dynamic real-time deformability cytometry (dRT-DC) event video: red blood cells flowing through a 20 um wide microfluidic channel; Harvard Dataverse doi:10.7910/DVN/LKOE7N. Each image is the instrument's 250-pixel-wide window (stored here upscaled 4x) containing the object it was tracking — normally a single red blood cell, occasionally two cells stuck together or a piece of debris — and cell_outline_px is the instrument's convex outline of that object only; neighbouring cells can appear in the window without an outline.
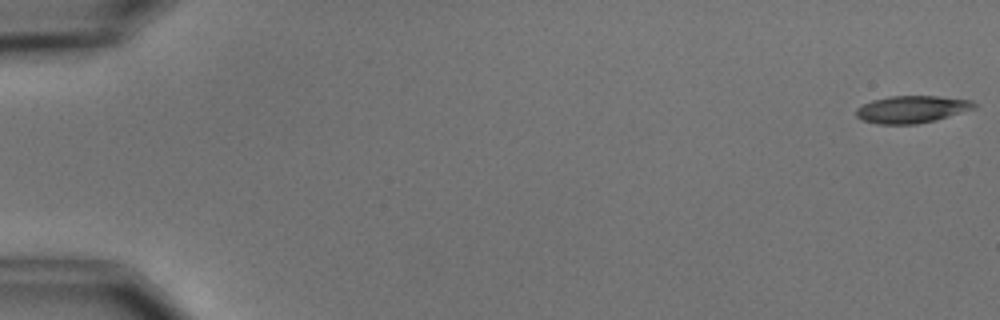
{"species": "common noctule bat (a hibernating species)", "species_latin": "Nyctalus noctula", "temperature_condition": "cold", "stored_images_in_passage": 7, "camera_frame_rate_fps": 3000, "um_per_image_px": 0.085, "animal": {"sex": "male", "body_mass_g": 15.6}, "frame": {"image": 1, "passage_image": 1, "time_ms": 0.0, "image_size_px": [1000, 320], "cell_outline_px": [[976, 108], [936, 120], [916, 124], [880, 124], [860, 120], [856, 116], [856, 108], [872, 100], [892, 96], [936, 96], [972, 100], [976, 104]], "centroid_in_image_um": [77.5, 9.29], "position_along_channel_um": 7.5, "area_um2": 18.73}}
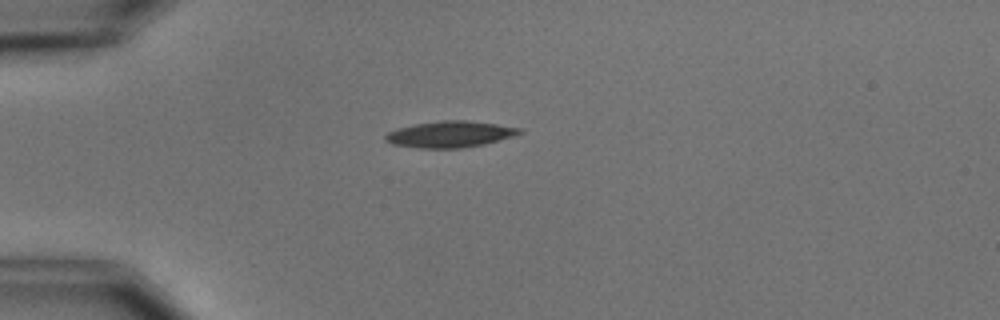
{"frame": {"image": 2, "passage_image": 5, "time_ms": 4.667, "image_size_px": [1000, 320], "cell_outline_px": [[524, 132], [512, 136], [484, 144], [460, 148], [420, 148], [392, 144], [384, 140], [384, 136], [388, 132], [396, 128], [416, 124], [440, 120], [468, 120], [524, 128]], "centroid_in_image_um": [38.25, 11.4], "position_along_channel_um": 46.8, "area_um2": 20.58}}